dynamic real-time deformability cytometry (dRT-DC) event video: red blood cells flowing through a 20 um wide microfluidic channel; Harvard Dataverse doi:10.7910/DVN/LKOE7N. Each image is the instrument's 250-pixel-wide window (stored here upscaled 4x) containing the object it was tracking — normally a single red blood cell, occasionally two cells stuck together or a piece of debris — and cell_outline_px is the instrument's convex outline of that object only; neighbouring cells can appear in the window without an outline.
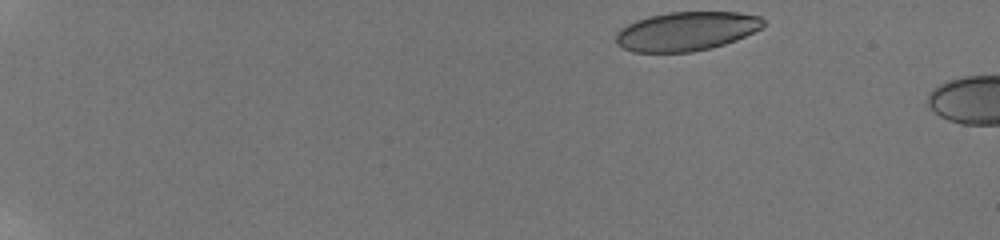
{"species": "human", "species_latin": "Homo sapiens", "temperature_condition": "room temperature", "stored_images_in_passage": 8, "camera_frame_rate_fps": 3000, "um_per_image_px": 0.085, "donor": {"sex": "male"}, "frame": {"image": 1, "passage_image": 1, "time_ms": 0.0, "image_size_px": [1000, 240], "cell_outline_px": [[768, 24], [764, 28], [736, 40], [712, 48], [692, 52], [632, 52], [616, 44], [616, 32], [620, 28], [636, 20], [648, 16], [668, 12], [740, 12], [760, 16]], "centroid_in_image_um": [58.38, 2.65], "position_along_channel_um": 26.6, "area_um2": 33.93}}